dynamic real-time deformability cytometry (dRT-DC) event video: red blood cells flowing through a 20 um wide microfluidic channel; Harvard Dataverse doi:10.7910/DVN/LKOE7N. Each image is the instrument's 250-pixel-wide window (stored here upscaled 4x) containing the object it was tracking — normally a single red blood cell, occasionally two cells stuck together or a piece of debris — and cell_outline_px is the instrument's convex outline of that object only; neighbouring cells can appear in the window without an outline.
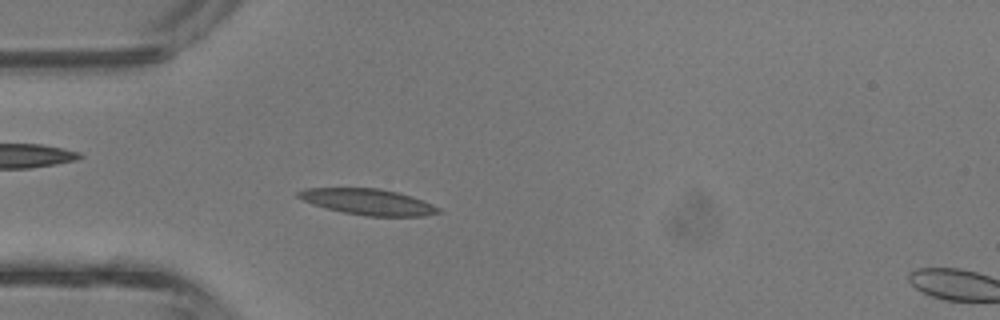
{"species": "common noctule bat (a hibernating species)", "species_latin": "Nyctalus noctula", "temperature_condition": "room temperature", "stored_images_in_passage": 37, "camera_frame_rate_fps": 3000, "um_per_image_px": 0.085, "animal": {"sex": "male", "body_mass_g": 13.3}, "frame": {"image": 1, "passage_image": 13, "time_ms": 4.0, "image_size_px": [1000, 320], "cell_outline_px": [[444, 212], [424, 216], [364, 216], [344, 212], [312, 204], [296, 196], [296, 192], [304, 188], [380, 188], [412, 196], [432, 204], [440, 208]], "centroid_in_image_um": [31.31, 17.16], "position_along_channel_um": 53.7, "area_um2": 21.21}}
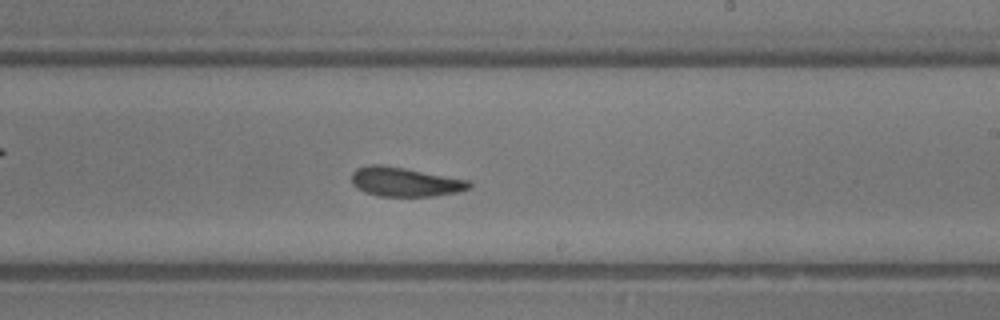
{"frame": {"image": 2, "passage_image": 26, "time_ms": 8.333, "image_size_px": [1000, 320], "cell_outline_px": [[472, 188], [456, 192], [432, 196], [380, 196], [364, 192], [356, 188], [352, 184], [352, 172], [356, 168], [368, 164], [380, 164], [404, 168], [472, 180]], "centroid_in_image_um": [34.43, 15.45], "position_along_channel_um": 254.6, "area_um2": 20.23}}
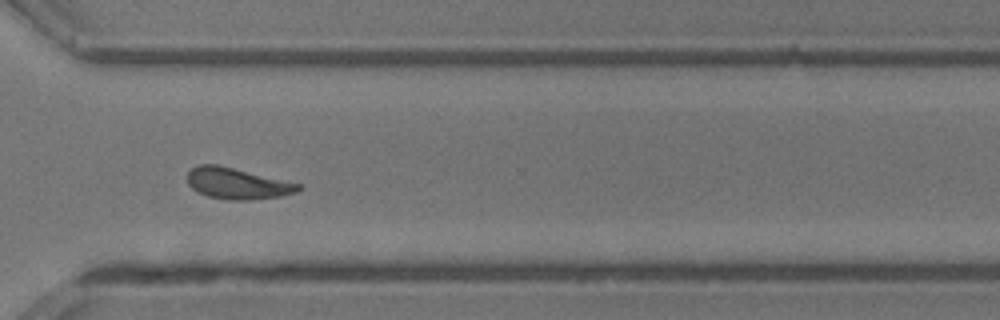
{"frame": {"image": 3, "passage_image": 32, "time_ms": 10.333, "image_size_px": [1000, 320], "cell_outline_px": [[304, 188], [296, 192], [280, 196], [248, 200], [228, 200], [208, 196], [192, 188], [188, 184], [188, 172], [192, 168], [200, 164], [216, 164], [304, 184]], "centroid_in_image_um": [20.22, 15.59], "position_along_channel_um": 350.4, "area_um2": 20.17}, "authors_computed_cell_mechanics": {"area_um2": 20.1144, "velocity_mm_per_s": 4.7927, "shape_relaxation_time_tau1_ms": 3.475, "shape_relaxation_time_tau2_ms": 1.6267, "deformation_change_tau1": 0.1452, "deformation_change_tau2": 0.0922}}